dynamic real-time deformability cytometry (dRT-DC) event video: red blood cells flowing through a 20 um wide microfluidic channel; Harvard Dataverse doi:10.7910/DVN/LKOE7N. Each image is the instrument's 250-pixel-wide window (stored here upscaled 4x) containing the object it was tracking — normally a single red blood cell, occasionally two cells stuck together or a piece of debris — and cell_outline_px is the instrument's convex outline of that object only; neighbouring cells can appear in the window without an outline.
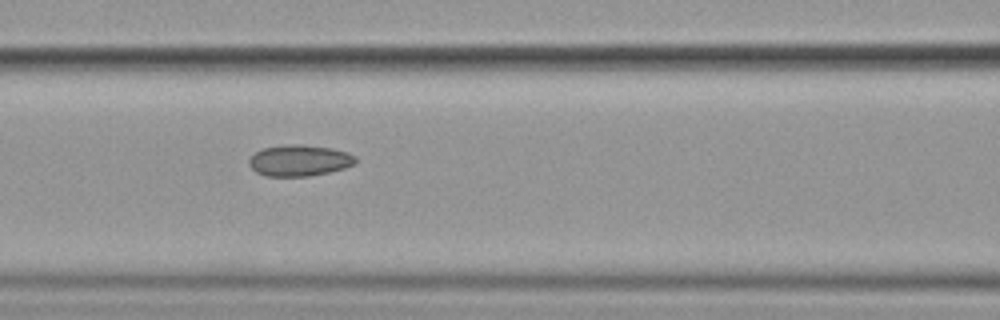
{"species": "common noctule bat (a hibernating species)", "species_latin": "Nyctalus noctula", "temperature_condition": "cold", "stored_images_in_passage": 13, "camera_frame_rate_fps": 3000, "um_per_image_px": 0.085, "animal": {"sex": "female", "body_mass_g": 19.9}, "frame": {"image": 1, "passage_image": 6, "time_ms": 7.0, "image_size_px": [1000, 320], "cell_outline_px": [[356, 160], [352, 164], [344, 168], [328, 172], [308, 176], [268, 176], [256, 172], [248, 164], [248, 160], [256, 152], [264, 148], [288, 144], [300, 144], [332, 148], [348, 152], [356, 156]], "centroid_in_image_um": [25.44, 13.63], "position_along_channel_um": 141.2, "area_um2": 19.25}}
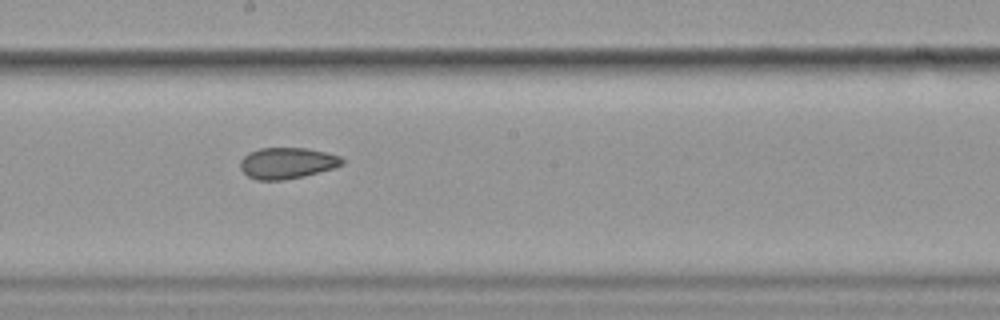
{"frame": {"image": 2, "passage_image": 8, "time_ms": 9.333, "image_size_px": [1000, 320], "cell_outline_px": [[344, 164], [332, 168], [304, 176], [284, 180], [256, 180], [248, 176], [240, 168], [240, 160], [248, 152], [260, 148], [308, 148], [340, 156], [344, 160]], "centroid_in_image_um": [24.38, 13.86], "position_along_channel_um": 223.8, "area_um2": 18.5}}
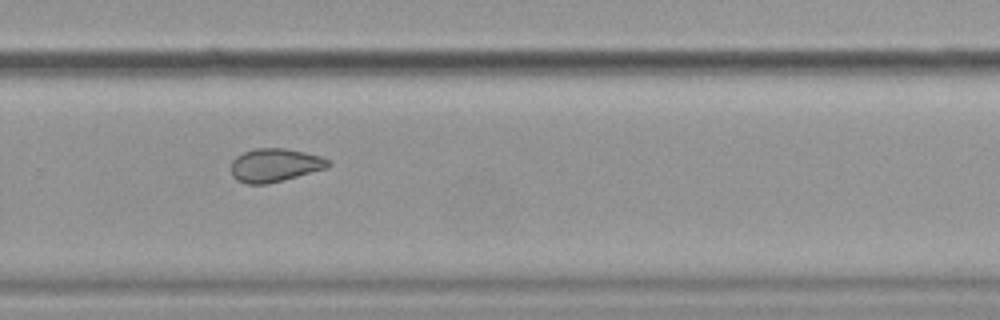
{"frame": {"image": 3, "passage_image": 10, "time_ms": 11.667, "image_size_px": [1000, 320], "cell_outline_px": [[332, 164], [324, 168], [284, 180], [268, 184], [248, 184], [236, 180], [232, 176], [232, 160], [236, 156], [244, 152], [256, 148], [284, 148], [304, 152], [320, 156], [332, 160]], "centroid_in_image_um": [23.35, 14.04], "position_along_channel_um": 306.4, "area_um2": 18.84}, "authors_computed_cell_mechanics": {"area_um2": 20.4612, "velocity_mm_per_s": 3.5571, "shape_relaxation_time_tau1_ms": null, "shape_relaxation_time_tau2_ms": 5.5618, "deformation_change_tau1": null, "deformation_change_tau2": 0.0931}}